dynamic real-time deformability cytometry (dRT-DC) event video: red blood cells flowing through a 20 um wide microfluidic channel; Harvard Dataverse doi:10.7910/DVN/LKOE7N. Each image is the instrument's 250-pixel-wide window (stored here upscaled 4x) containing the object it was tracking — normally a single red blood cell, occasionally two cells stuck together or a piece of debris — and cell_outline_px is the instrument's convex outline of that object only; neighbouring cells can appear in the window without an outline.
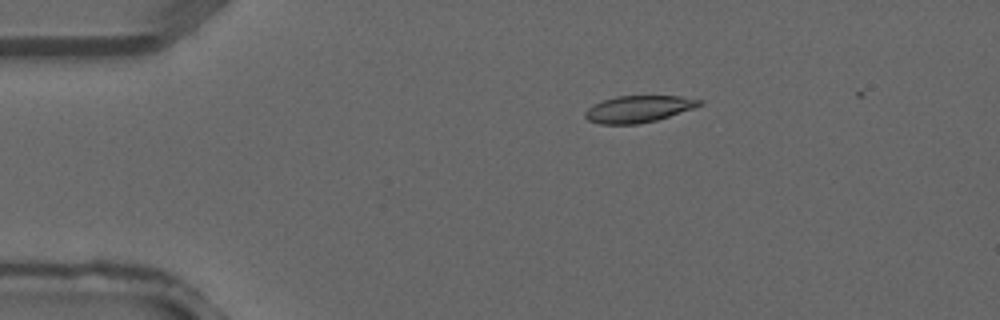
{"species": "common noctule bat (a hibernating species)", "species_latin": "Nyctalus noctula", "temperature_condition": "warm", "stored_images_in_passage": 4, "camera_frame_rate_fps": 3000, "um_per_image_px": 0.085, "animal": {"sex": "male", "forearm_length_mm": 52.5}, "frame": {"image": 1, "passage_image": 3, "time_ms": 0.667, "image_size_px": [1000, 320], "cell_outline_px": [[704, 104], [656, 120], [636, 124], [600, 124], [588, 120], [584, 116], [584, 112], [588, 108], [604, 100], [616, 96], [680, 96], [704, 100]], "centroid_in_image_um": [54.27, 9.26], "position_along_channel_um": 30.7, "area_um2": 17.63}}
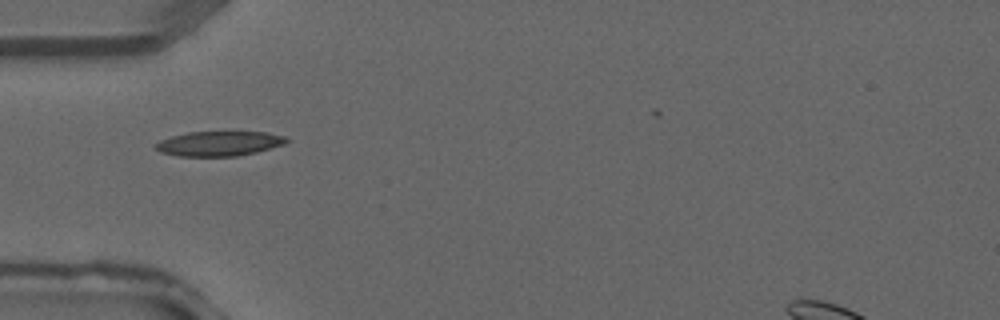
{"frame": {"image": 2, "passage_image": 4, "time_ms": 1.0, "image_size_px": [1000, 320], "cell_outline_px": [[292, 140], [284, 144], [256, 152], [236, 156], [180, 156], [160, 152], [152, 144], [160, 140], [172, 136], [188, 132], [268, 132], [288, 136]], "centroid_in_image_um": [18.66, 12.19], "position_along_channel_um": 66.3, "area_um2": 19.02}}